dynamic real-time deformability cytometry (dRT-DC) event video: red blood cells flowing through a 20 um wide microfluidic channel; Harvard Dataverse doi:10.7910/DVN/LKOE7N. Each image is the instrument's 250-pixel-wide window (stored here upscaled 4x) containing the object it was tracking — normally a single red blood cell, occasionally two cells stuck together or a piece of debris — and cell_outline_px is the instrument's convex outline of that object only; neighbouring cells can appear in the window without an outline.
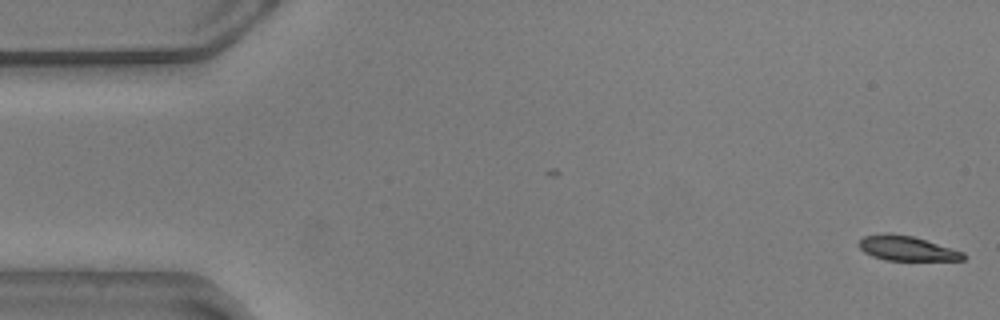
{"species": "common noctule bat (a hibernating species)", "species_latin": "Nyctalus noctula", "temperature_condition": "warm", "stored_images_in_passage": 56, "camera_frame_rate_fps": 3000, "um_per_image_px": 0.085, "animal": {"sex": "male", "body_mass_g": 20.5, "forearm_length_mm": 52.5}, "frame": {"image": 1, "passage_image": 1, "time_ms": 0.0, "image_size_px": [1000, 320], "cell_outline_px": [[968, 256], [964, 260], [888, 260], [872, 256], [864, 252], [856, 244], [864, 236], [884, 232], [888, 232], [912, 236], [964, 252]], "centroid_in_image_um": [77.06, 21.1], "position_along_channel_um": 7.9, "area_um2": 15.09}}
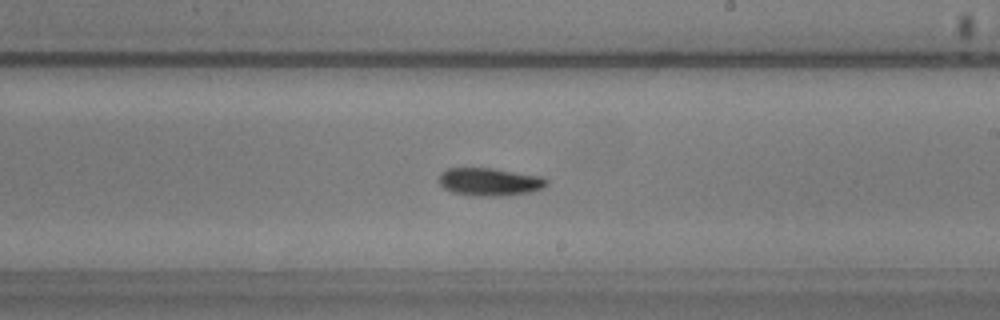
{"frame": {"image": 2, "passage_image": 32, "time_ms": 10.333, "image_size_px": [1000, 320], "cell_outline_px": [[548, 184], [544, 188], [528, 192], [504, 196], [476, 196], [452, 192], [444, 188], [440, 184], [440, 172], [448, 168], [492, 168], [544, 176], [548, 180]], "centroid_in_image_um": [41.66, 15.45], "position_along_channel_um": 247.3, "area_um2": 17.63}}
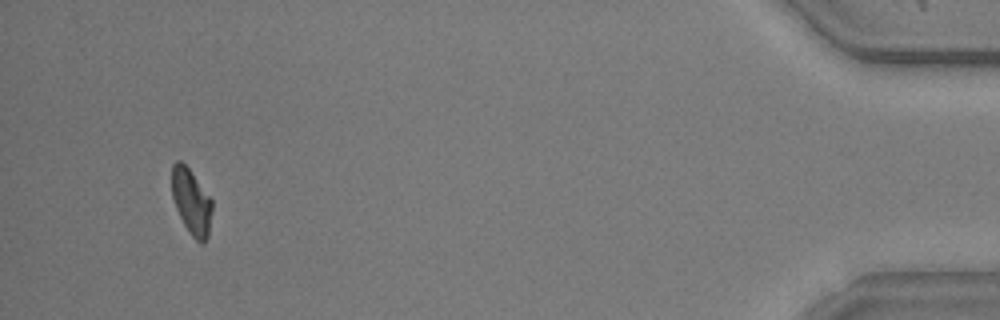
{"frame": {"image": 3, "passage_image": 53, "time_ms": 17.333, "image_size_px": [1000, 320], "cell_outline_px": [[212, 212], [208, 236], [204, 244], [200, 244], [192, 236], [184, 224], [176, 208], [172, 196], [172, 164], [176, 160], [180, 160], [188, 168], [212, 200]], "centroid_in_image_um": [16.27, 17.17], "position_along_channel_um": 418.9, "area_um2": 15.26}}